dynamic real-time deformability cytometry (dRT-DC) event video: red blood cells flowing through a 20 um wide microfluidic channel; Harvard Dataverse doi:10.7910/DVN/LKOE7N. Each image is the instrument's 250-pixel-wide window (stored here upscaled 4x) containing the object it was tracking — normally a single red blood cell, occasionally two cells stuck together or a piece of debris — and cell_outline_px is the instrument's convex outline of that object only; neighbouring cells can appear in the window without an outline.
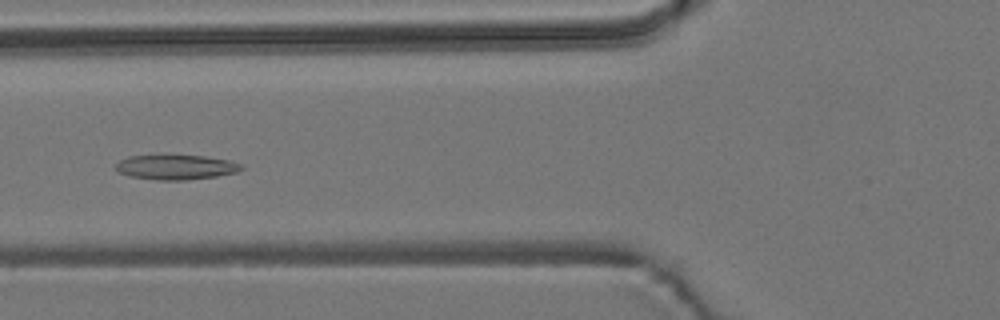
{"species": "common noctule bat (a hibernating species)", "species_latin": "Nyctalus noctula", "temperature_condition": "room temperature", "stored_images_in_passage": 9, "camera_frame_rate_fps": 3000, "um_per_image_px": 0.085, "animal": {"sex": "male", "body_mass_g": 19.2, "forearm_length_mm": 51.8}, "frame": {"image": 1, "passage_image": 7, "time_ms": 7.0, "image_size_px": [1000, 320], "cell_outline_px": [[244, 168], [236, 172], [216, 176], [188, 180], [156, 180], [132, 176], [120, 172], [112, 168], [120, 160], [128, 156], [204, 156], [228, 160], [244, 164]], "centroid_in_image_um": [14.97, 14.22], "position_along_channel_um": 110.8, "area_um2": 17.98}}
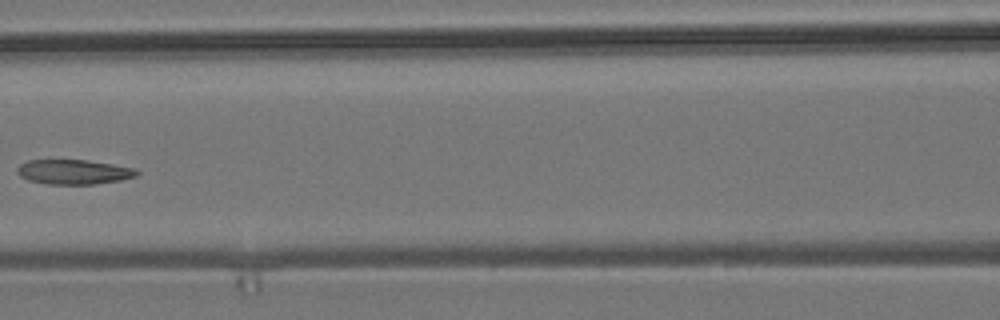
{"frame": {"image": 2, "passage_image": 8, "time_ms": 8.333, "image_size_px": [1000, 320], "cell_outline_px": [[140, 172], [136, 176], [120, 180], [96, 184], [48, 184], [28, 180], [20, 176], [16, 172], [16, 168], [20, 164], [28, 160], [88, 160], [136, 168]], "centroid_in_image_um": [6.26, 14.61], "position_along_channel_um": 160.3, "area_um2": 17.28}}
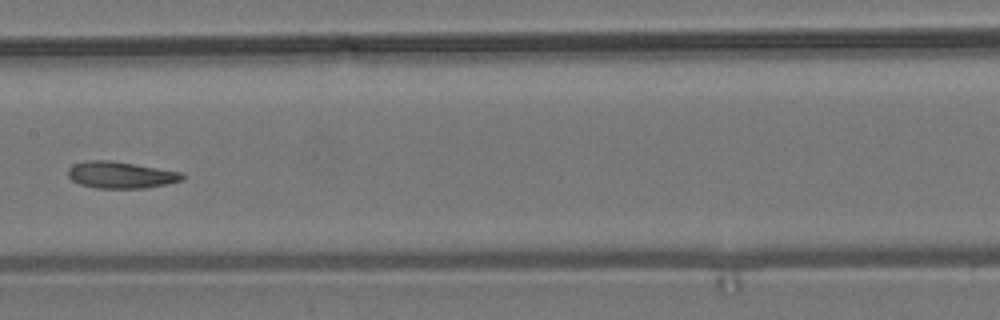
{"frame": {"image": 3, "passage_image": 9, "time_ms": 9.333, "image_size_px": [1000, 320], "cell_outline_px": [[184, 180], [168, 184], [148, 188], [96, 188], [80, 184], [72, 180], [68, 176], [68, 168], [72, 164], [88, 160], [112, 160], [180, 172], [184, 176]], "centroid_in_image_um": [10.25, 14.87], "position_along_channel_um": 197.1, "area_um2": 17.86}}